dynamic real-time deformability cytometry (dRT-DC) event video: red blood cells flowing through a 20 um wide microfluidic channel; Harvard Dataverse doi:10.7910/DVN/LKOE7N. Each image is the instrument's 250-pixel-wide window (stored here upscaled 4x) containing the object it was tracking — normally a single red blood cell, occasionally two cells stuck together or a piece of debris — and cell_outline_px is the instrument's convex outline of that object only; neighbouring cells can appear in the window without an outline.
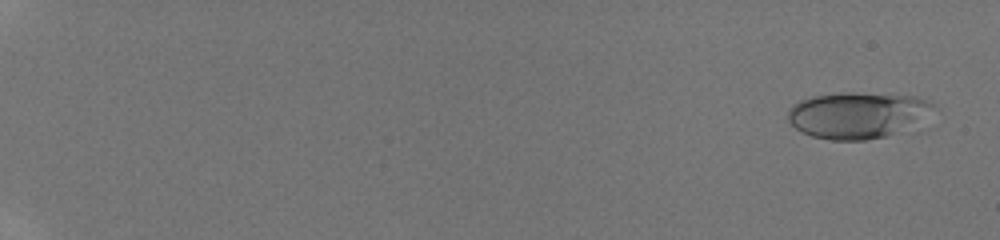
{"species": "human", "species_latin": "Homo sapiens", "temperature_condition": "room temperature", "stored_images_in_passage": 18, "camera_frame_rate_fps": 3000, "um_per_image_px": 0.085, "donor": {"sex": "male"}, "frame": {"image": 1, "passage_image": 3, "time_ms": 0.667, "image_size_px": [1000, 240], "cell_outline_px": [[936, 108], [892, 132], [884, 136], [864, 140], [832, 140], [812, 136], [800, 132], [788, 120], [788, 108], [792, 104], [800, 100], [812, 96], [836, 92], [852, 92], [916, 96], [928, 100], [936, 104]], "centroid_in_image_um": [72.74, 9.74], "position_along_channel_um": 12.3, "area_um2": 38.44}}
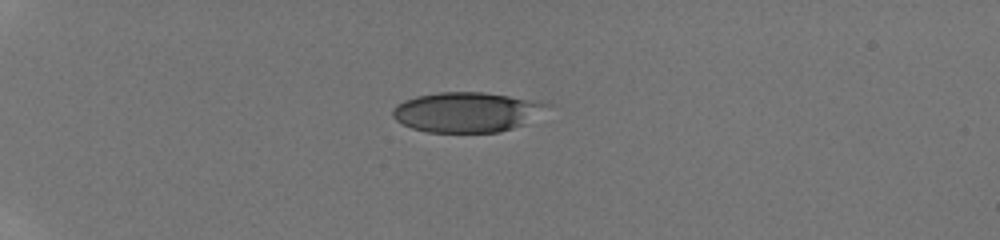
{"frame": {"image": 2, "passage_image": 13, "time_ms": 5.333, "image_size_px": [1000, 240], "cell_outline_px": [[556, 104], [524, 124], [500, 132], [428, 132], [412, 128], [396, 120], [392, 116], [392, 108], [396, 104], [404, 100], [416, 96], [436, 92], [484, 92]], "centroid_in_image_um": [39.67, 9.52], "position_along_channel_um": 45.3, "area_um2": 36.07}}
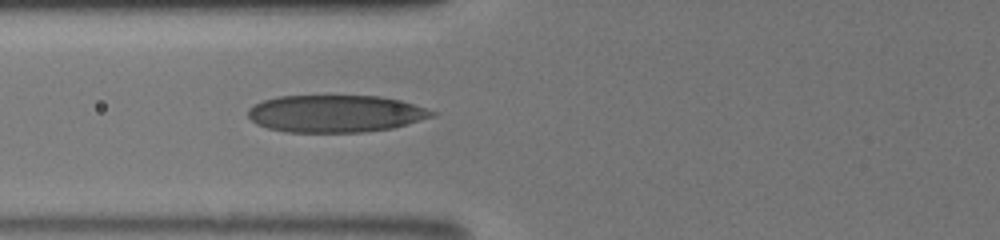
{"frame": {"image": 3, "passage_image": 18, "time_ms": 8.0, "image_size_px": [1000, 240], "cell_outline_px": [[436, 116], [408, 124], [392, 128], [364, 132], [284, 132], [268, 128], [256, 124], [248, 116], [248, 108], [264, 100], [280, 96], [380, 96], [400, 100], [436, 112]], "centroid_in_image_um": [28.52, 9.66], "position_along_channel_um": 97.3, "area_um2": 39.88}}